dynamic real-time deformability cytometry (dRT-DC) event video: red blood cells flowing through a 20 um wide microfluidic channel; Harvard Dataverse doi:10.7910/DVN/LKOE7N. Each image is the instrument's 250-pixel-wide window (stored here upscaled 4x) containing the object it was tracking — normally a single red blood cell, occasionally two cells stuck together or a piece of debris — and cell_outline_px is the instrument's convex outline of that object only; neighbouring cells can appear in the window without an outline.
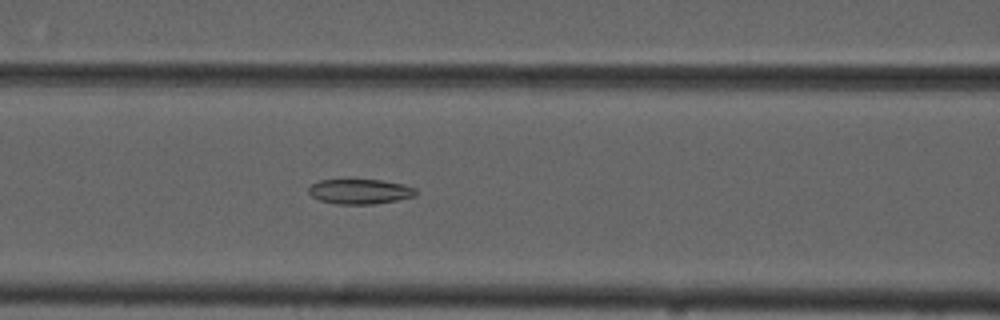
{"species": "common noctule bat (a hibernating species)", "species_latin": "Nyctalus noctula", "temperature_condition": "cold", "stored_images_in_passage": 43, "camera_frame_rate_fps": 3000, "um_per_image_px": 0.085, "animal": {"sex": "male", "forearm_length_mm": 52.5}, "frame": {"image": 1, "passage_image": 12, "time_ms": 3.667, "image_size_px": [1000, 320], "cell_outline_px": [[420, 192], [416, 196], [396, 200], [372, 204], [336, 204], [320, 200], [312, 196], [308, 192], [308, 188], [312, 184], [320, 180], [380, 180], [404, 184], [416, 188]], "centroid_in_image_um": [30.64, 16.28], "position_along_channel_um": 136.0, "area_um2": 15.61}}
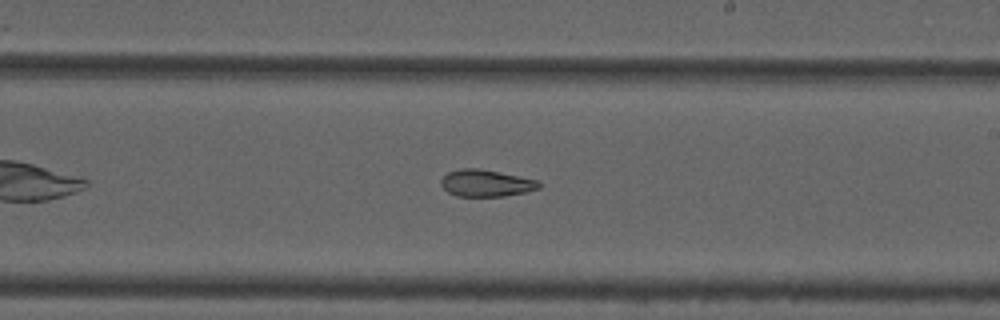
{"frame": {"image": 2, "passage_image": 21, "time_ms": 6.667, "image_size_px": [1000, 320], "cell_outline_px": [[540, 188], [524, 192], [504, 196], [456, 196], [448, 192], [440, 184], [440, 180], [448, 172], [460, 168], [480, 168], [536, 180], [540, 184]], "centroid_in_image_um": [41.26, 15.56], "position_along_channel_um": 247.7, "area_um2": 15.2}}
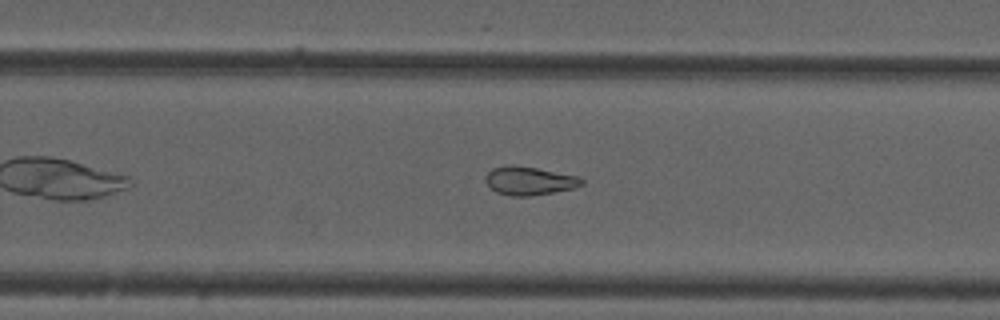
{"frame": {"image": 3, "passage_image": 24, "time_ms": 7.667, "image_size_px": [1000, 320], "cell_outline_px": [[584, 184], [572, 188], [552, 192], [528, 196], [512, 196], [496, 192], [484, 180], [484, 176], [492, 168], [508, 164], [512, 164], [536, 168], [580, 176], [584, 180]], "centroid_in_image_um": [44.97, 15.35], "position_along_channel_um": 284.8, "area_um2": 15.95}, "authors_computed_cell_mechanics": {"area_um2": 17.1666, "velocity_mm_per_s": 3.7212, "shape_relaxation_time_tau1_ms": null, "shape_relaxation_time_tau2_ms": 7.7474, "deformation_change_tau1": null, "deformation_change_tau2": 0.1565}}